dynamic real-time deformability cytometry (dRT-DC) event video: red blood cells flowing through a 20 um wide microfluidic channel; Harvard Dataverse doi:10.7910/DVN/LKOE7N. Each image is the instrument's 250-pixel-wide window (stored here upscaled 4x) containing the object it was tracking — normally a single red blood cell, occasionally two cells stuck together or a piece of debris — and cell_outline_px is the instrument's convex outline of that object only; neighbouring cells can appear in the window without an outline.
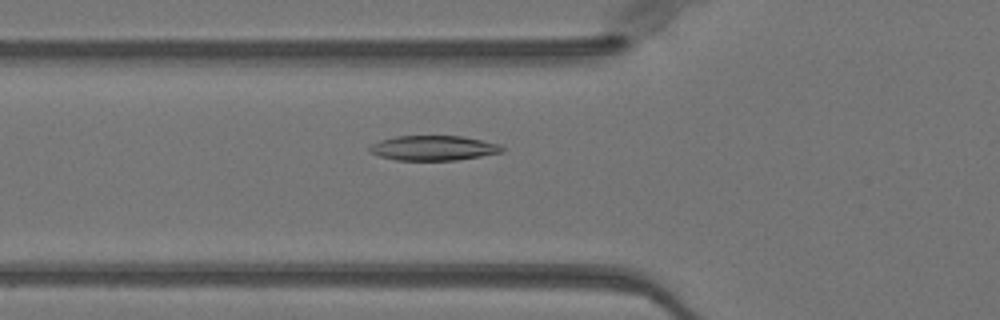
{"species": "Egyptian fruit bat (a non-hibernating species)", "species_latin": "Rousettus aegyptiacus", "temperature_condition": "warm", "stored_images_in_passage": 50, "camera_frame_rate_fps": 3000, "um_per_image_px": 0.085, "animal": {"sex": "female"}, "frame": {"image": 1, "passage_image": 18, "time_ms": 5.667, "image_size_px": [1000, 320], "cell_outline_px": [[504, 152], [456, 160], [396, 160], [380, 156], [368, 152], [368, 148], [372, 144], [380, 140], [396, 136], [460, 136], [500, 144], [504, 148]], "centroid_in_image_um": [36.82, 12.58], "position_along_channel_um": 89.0, "area_um2": 19.13}}
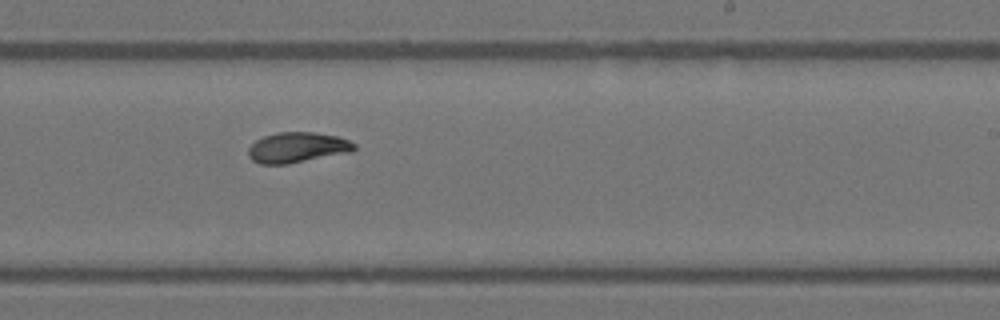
{"frame": {"image": 2, "passage_image": 31, "time_ms": 10.0, "image_size_px": [1000, 320], "cell_outline_px": [[356, 148], [352, 152], [288, 164], [260, 164], [252, 160], [248, 156], [248, 148], [256, 140], [264, 136], [276, 132], [316, 132], [336, 136], [348, 140], [356, 144]], "centroid_in_image_um": [25.27, 12.54], "position_along_channel_um": 263.7, "area_um2": 18.9}}
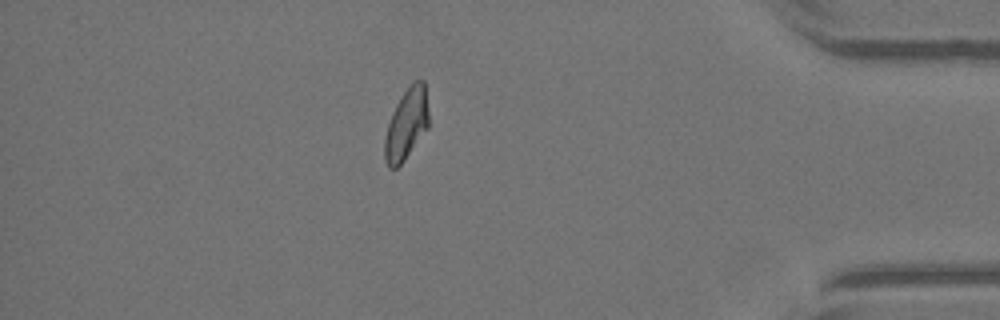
{"frame": {"image": 3, "passage_image": 44, "time_ms": 14.333, "image_size_px": [1000, 320], "cell_outline_px": [[428, 128], [404, 160], [396, 168], [388, 168], [384, 160], [384, 136], [392, 112], [400, 96], [412, 80], [424, 80], [428, 112]], "centroid_in_image_um": [34.53, 10.54], "position_along_channel_um": 400.7, "area_um2": 18.38}, "authors_computed_cell_mechanics": {"area_um2": 18.8428, "velocity_mm_per_s": 4.0295, "shape_relaxation_time_tau1_ms": 5.9292, "shape_relaxation_time_tau2_ms": 2.7626, "deformation_change_tau1": 0.1865, "deformation_change_tau2": 0.0695}}